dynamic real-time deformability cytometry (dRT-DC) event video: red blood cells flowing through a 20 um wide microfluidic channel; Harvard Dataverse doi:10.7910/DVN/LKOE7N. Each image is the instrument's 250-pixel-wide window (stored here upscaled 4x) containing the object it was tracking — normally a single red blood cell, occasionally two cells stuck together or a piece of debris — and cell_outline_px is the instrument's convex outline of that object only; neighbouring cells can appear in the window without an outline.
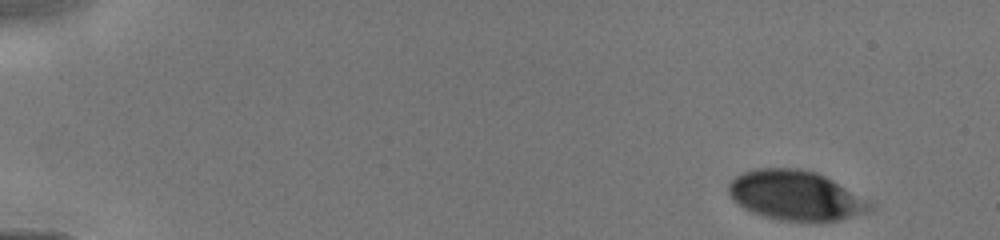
{"species": "human", "species_latin": "Homo sapiens", "temperature_condition": "cold", "stored_images_in_passage": 11, "camera_frame_rate_fps": 3000, "um_per_image_px": 0.085, "donor": {"sex": "male"}, "frame": {"image": 1, "passage_image": 1, "time_ms": 0.0, "image_size_px": [1000, 240], "cell_outline_px": [[876, 208], [872, 212], [840, 220], [820, 224], [780, 220], [764, 216], [752, 212], [744, 208], [732, 200], [728, 192], [728, 184], [736, 176], [744, 172], [756, 168], [800, 168], [816, 172], [872, 200], [876, 204]], "centroid_in_image_um": [67.73, 16.66], "position_along_channel_um": 17.3, "area_um2": 42.14}}
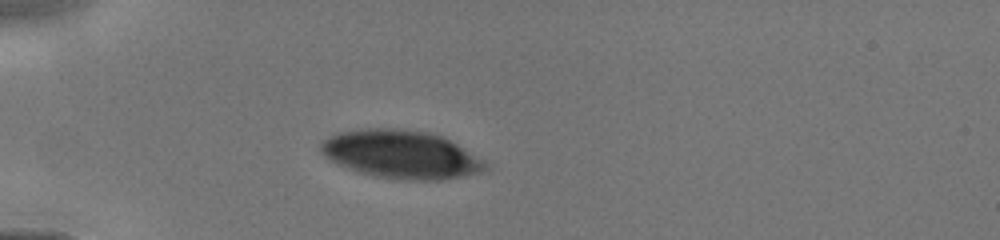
{"frame": {"image": 2, "passage_image": 7, "time_ms": 3.333, "image_size_px": [1000, 240], "cell_outline_px": [[492, 168], [484, 172], [444, 180], [404, 180], [372, 176], [348, 168], [324, 156], [320, 152], [320, 140], [336, 132], [360, 128], [392, 128], [424, 132], [440, 136], [456, 144], [484, 160]], "centroid_in_image_um": [34.08, 13.13], "position_along_channel_um": 50.9, "area_um2": 46.41}}
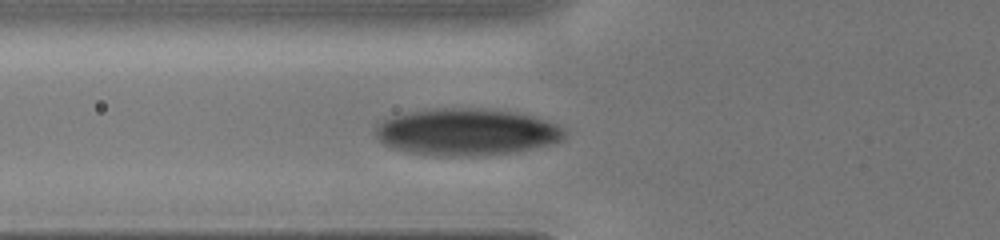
{"frame": {"image": 3, "passage_image": 9, "time_ms": 4.667, "image_size_px": [1000, 240], "cell_outline_px": [[568, 136], [564, 140], [512, 152], [484, 156], [432, 156], [404, 152], [392, 148], [384, 144], [376, 136], [376, 128], [384, 120], [392, 116], [408, 112], [432, 108], [480, 108], [516, 112], [536, 116], [556, 124], [564, 128], [568, 132]], "centroid_in_image_um": [39.67, 11.22], "position_along_channel_um": 86.1, "area_um2": 52.14}}